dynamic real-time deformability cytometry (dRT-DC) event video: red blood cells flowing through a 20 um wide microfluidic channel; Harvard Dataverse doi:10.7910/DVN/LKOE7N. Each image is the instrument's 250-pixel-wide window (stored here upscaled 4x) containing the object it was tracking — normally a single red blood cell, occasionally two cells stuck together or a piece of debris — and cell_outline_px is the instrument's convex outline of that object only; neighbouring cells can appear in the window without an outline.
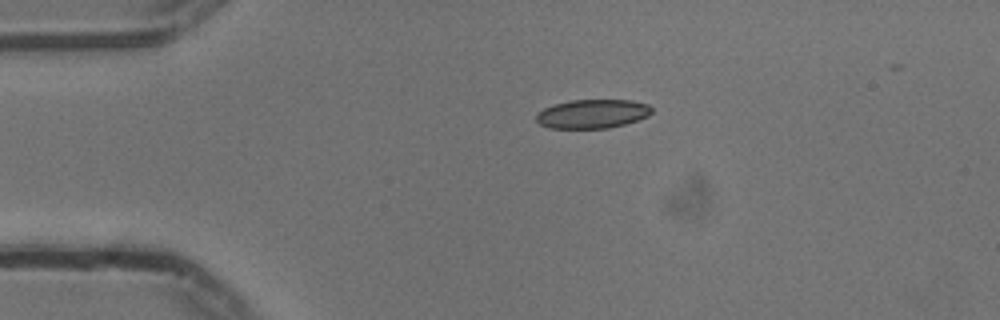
{"species": "common noctule bat (a hibernating species)", "species_latin": "Nyctalus noctula", "temperature_condition": "cold", "stored_images_in_passage": 41, "camera_frame_rate_fps": 3000, "um_per_image_px": 0.085, "animal": {"sex": "male", "body_mass_g": 13.3}, "frame": {"image": 1, "passage_image": 1, "time_ms": 0.0, "image_size_px": [1000, 320], "cell_outline_px": [[652, 112], [648, 116], [624, 124], [608, 128], [548, 128], [540, 124], [536, 120], [536, 112], [552, 104], [572, 100], [632, 100], [648, 104], [652, 108]], "centroid_in_image_um": [50.33, 9.67], "position_along_channel_um": 34.7, "area_um2": 19.54}}
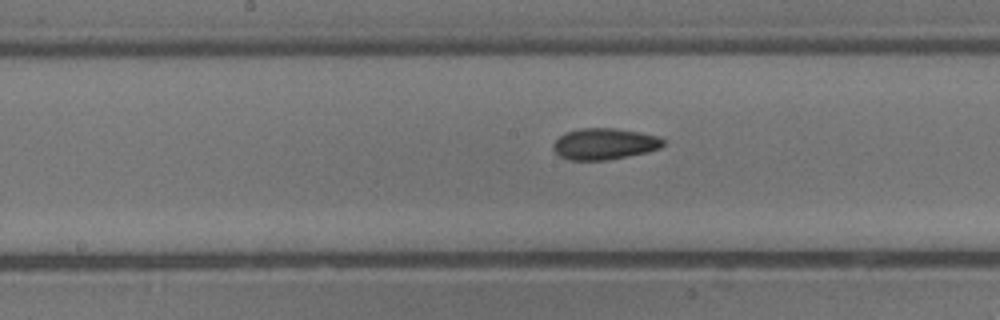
{"frame": {"image": 2, "passage_image": 17, "time_ms": 5.333, "image_size_px": [1000, 320], "cell_outline_px": [[664, 144], [660, 148], [648, 152], [608, 160], [568, 160], [560, 156], [552, 148], [552, 144], [560, 136], [568, 132], [580, 128], [612, 128], [640, 132], [660, 136], [664, 140]], "centroid_in_image_um": [51.39, 12.23], "position_along_channel_um": 196.8, "area_um2": 20.11}}
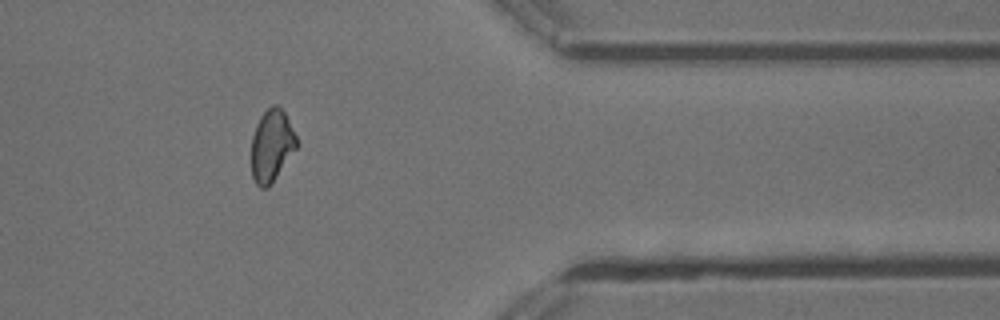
{"frame": {"image": 3, "passage_image": 34, "time_ms": 11.0, "image_size_px": [1000, 320], "cell_outline_px": [[296, 148], [272, 184], [268, 188], [260, 188], [256, 184], [252, 176], [252, 136], [256, 124], [260, 116], [272, 104], [276, 104], [284, 112], [296, 136]], "centroid_in_image_um": [23.07, 12.4], "position_along_channel_um": 388.3, "area_um2": 18.84}, "authors_computed_cell_mechanics": {"area_um2": 19.4786, "velocity_mm_per_s": 3.749, "shape_relaxation_time_tau1_ms": 7.4976, "shape_relaxation_time_tau2_ms": 4.7416, "deformation_change_tau1": 0.1332, "deformation_change_tau2": 0.0823}}